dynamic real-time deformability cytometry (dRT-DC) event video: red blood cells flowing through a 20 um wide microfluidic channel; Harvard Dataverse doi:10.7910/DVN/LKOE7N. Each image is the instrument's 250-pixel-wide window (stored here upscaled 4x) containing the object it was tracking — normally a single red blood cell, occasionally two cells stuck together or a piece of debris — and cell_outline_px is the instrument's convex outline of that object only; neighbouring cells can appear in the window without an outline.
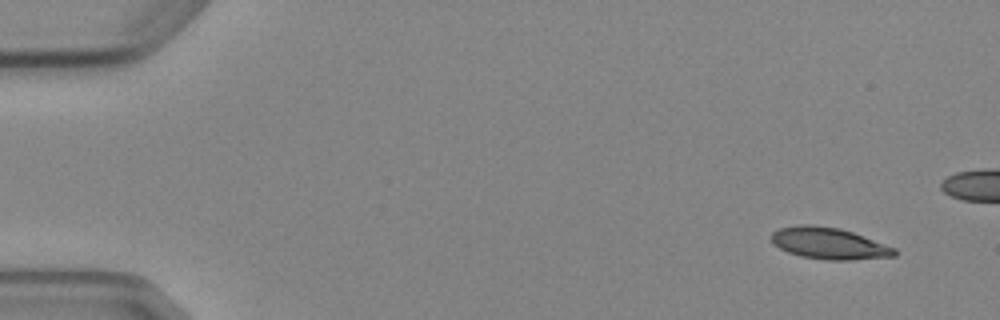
{"species": "Egyptian fruit bat (a non-hibernating species)", "species_latin": "Rousettus aegyptiacus", "temperature_condition": "cold", "stored_images_in_passage": 6, "segment_of_instrument_passage": [1, 2], "camera_frame_rate_fps": 3000, "um_per_image_px": 0.085, "animal": {"sex": "female"}, "frame": {"image": 1, "passage_image": 1, "time_ms": 0.0, "image_size_px": [1000, 320], "cell_outline_px": [[896, 256], [848, 260], [828, 260], [800, 256], [788, 252], [772, 244], [772, 232], [780, 228], [800, 224], [812, 224], [840, 228], [852, 232], [896, 248]], "centroid_in_image_um": [70.45, 20.68], "position_along_channel_um": 14.6, "area_um2": 22.6}}
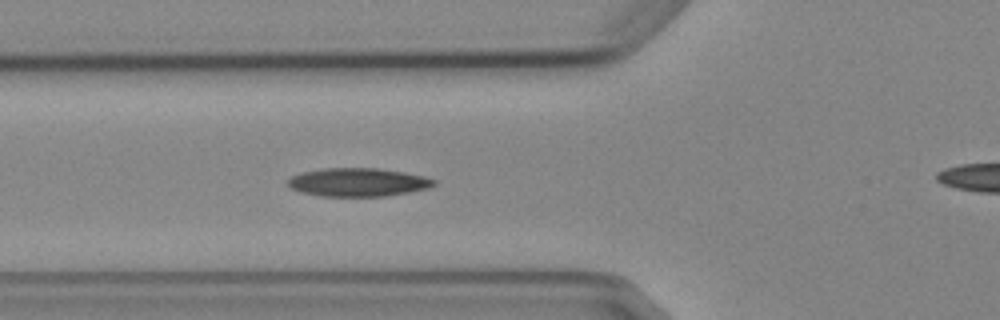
{"frame": {"image": 2, "passage_image": 5, "time_ms": 5.333, "image_size_px": [1000, 320], "cell_outline_px": [[436, 184], [428, 188], [408, 192], [384, 196], [320, 196], [300, 192], [292, 188], [288, 184], [288, 180], [292, 176], [304, 172], [324, 168], [380, 168], [404, 172], [424, 176], [436, 180]], "centroid_in_image_um": [30.45, 15.49], "position_along_channel_um": 95.4, "area_um2": 24.04}}